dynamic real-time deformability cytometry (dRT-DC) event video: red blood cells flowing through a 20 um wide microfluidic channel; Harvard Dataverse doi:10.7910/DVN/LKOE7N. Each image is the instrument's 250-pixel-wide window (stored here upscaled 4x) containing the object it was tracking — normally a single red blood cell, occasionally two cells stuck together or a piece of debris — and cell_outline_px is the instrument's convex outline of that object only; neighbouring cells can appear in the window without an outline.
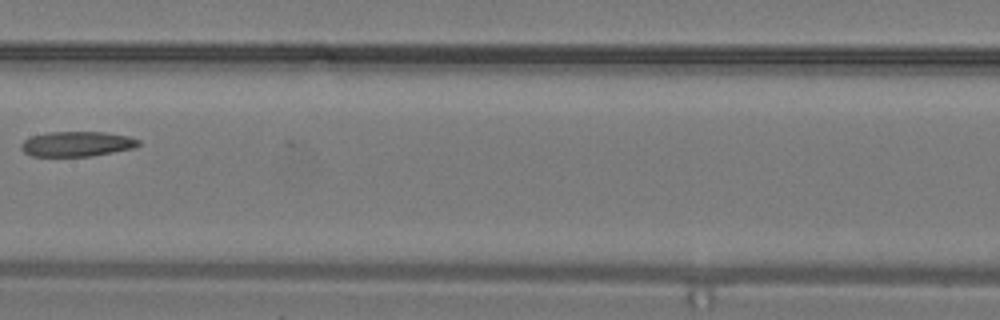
{"species": "common noctule bat (a hibernating species)", "species_latin": "Nyctalus noctula", "temperature_condition": "warm", "stored_images_in_passage": 21, "camera_frame_rate_fps": 3000, "um_per_image_px": 0.085, "animal": {"sex": "male", "body_mass_g": 19.2, "forearm_length_mm": 51.8}, "frame": {"image": 1, "passage_image": 7, "time_ms": 2.0, "image_size_px": [1000, 320], "cell_outline_px": [[140, 144], [132, 148], [92, 156], [32, 156], [24, 152], [20, 148], [20, 144], [24, 140], [32, 136], [48, 132], [104, 132], [128, 136], [140, 140]], "centroid_in_image_um": [6.51, 12.23], "position_along_channel_um": 200.9, "area_um2": 17.05}}
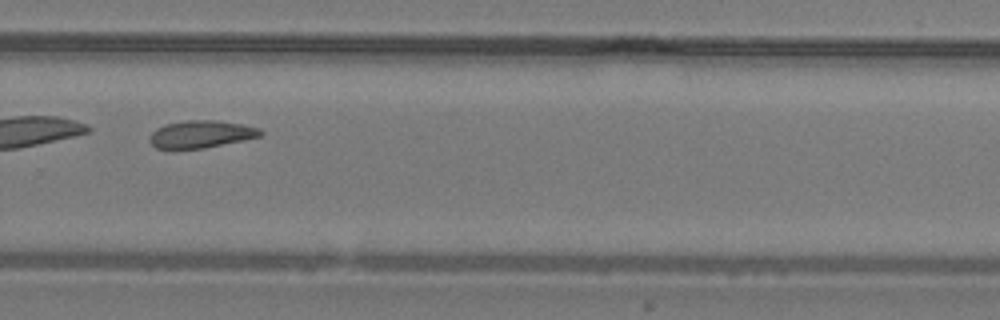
{"frame": {"image": 2, "passage_image": 12, "time_ms": 3.667, "image_size_px": [1000, 320], "cell_outline_px": [[264, 132], [260, 136], [244, 140], [204, 148], [172, 152], [156, 148], [148, 140], [152, 132], [156, 128], [164, 124], [184, 120], [216, 120], [240, 124], [260, 128]], "centroid_in_image_um": [17.0, 11.44], "position_along_channel_um": 312.8, "area_um2": 18.32}}